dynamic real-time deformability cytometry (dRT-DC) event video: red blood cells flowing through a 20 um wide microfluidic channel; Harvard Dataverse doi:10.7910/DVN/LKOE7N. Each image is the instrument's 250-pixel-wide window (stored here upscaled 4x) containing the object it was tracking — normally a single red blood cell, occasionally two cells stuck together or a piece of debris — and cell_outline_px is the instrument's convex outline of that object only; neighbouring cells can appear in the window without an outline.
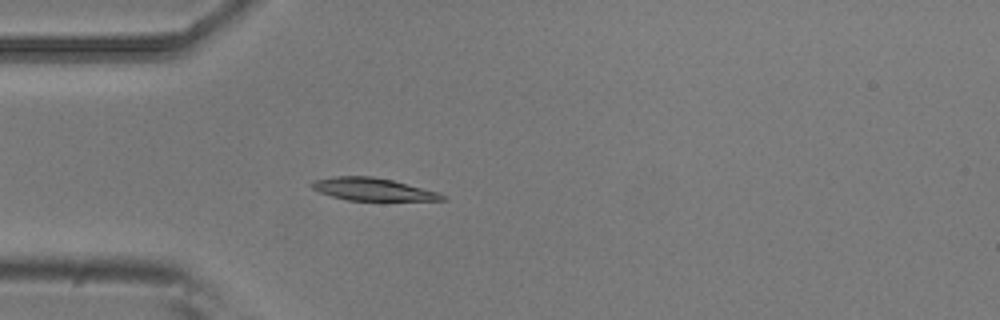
{"species": "common noctule bat (a hibernating species)", "species_latin": "Nyctalus noctula", "temperature_condition": "room temperature", "stored_images_in_passage": 5, "camera_frame_rate_fps": 3000, "um_per_image_px": 0.085, "animal": {"sex": "male", "body_mass_g": 20.5, "forearm_length_mm": 52.5}, "frame": {"image": 1, "passage_image": 5, "time_ms": 1.333, "image_size_px": [1000, 320], "cell_outline_px": [[448, 200], [348, 200], [332, 196], [320, 192], [312, 188], [308, 184], [312, 180], [332, 176], [372, 176], [392, 180], [440, 192], [448, 196]], "centroid_in_image_um": [31.69, 16.08], "position_along_channel_um": 53.3, "area_um2": 17.28}}